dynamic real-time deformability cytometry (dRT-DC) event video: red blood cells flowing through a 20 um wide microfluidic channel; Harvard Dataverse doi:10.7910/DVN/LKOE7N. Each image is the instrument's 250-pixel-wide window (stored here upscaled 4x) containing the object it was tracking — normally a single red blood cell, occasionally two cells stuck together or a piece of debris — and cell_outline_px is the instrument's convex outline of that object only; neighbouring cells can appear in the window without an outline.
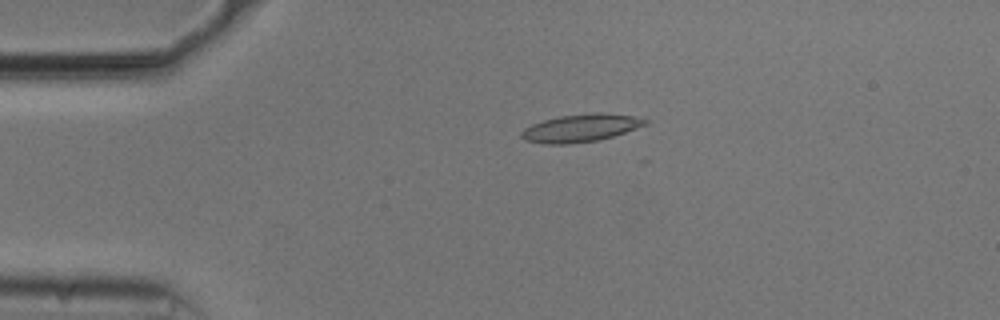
{"species": "common noctule bat (a hibernating species)", "species_latin": "Nyctalus noctula", "temperature_condition": "cold", "stored_images_in_passage": 12, "camera_frame_rate_fps": 3000, "um_per_image_px": 0.085, "animal": {"sex": "male", "body_mass_g": 20.5, "forearm_length_mm": 52.5}, "frame": {"image": 1, "passage_image": 7, "time_ms": 2.0, "image_size_px": [1000, 320], "cell_outline_px": [[652, 120], [648, 124], [600, 140], [568, 144], [544, 144], [524, 140], [520, 136], [520, 132], [524, 128], [532, 124], [544, 120], [560, 116], [596, 112], [604, 112], [632, 116]], "centroid_in_image_um": [49.36, 10.88], "position_along_channel_um": 35.6, "area_um2": 20.11}}